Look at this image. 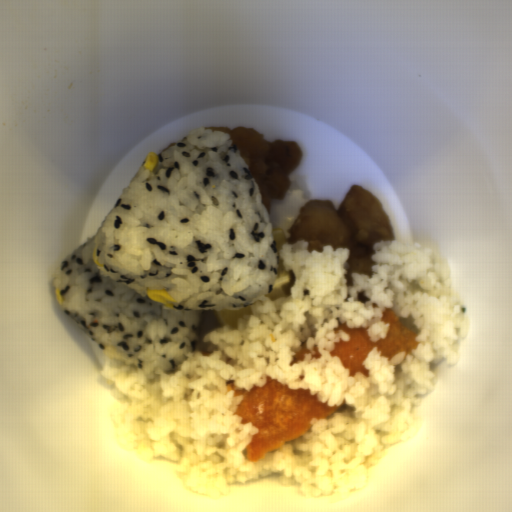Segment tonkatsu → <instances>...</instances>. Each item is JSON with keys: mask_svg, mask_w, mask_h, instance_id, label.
Here are the masks:
<instances>
[{"mask_svg": "<svg viewBox=\"0 0 512 512\" xmlns=\"http://www.w3.org/2000/svg\"><path fill=\"white\" fill-rule=\"evenodd\" d=\"M307 353H312V350H308L306 347L297 351L296 354L294 355L293 357V362L289 365H292L294 363H298V361H303L304 360V354H307Z\"/></svg>", "mask_w": 512, "mask_h": 512, "instance_id": "3", "label": "tonkatsu"}, {"mask_svg": "<svg viewBox=\"0 0 512 512\" xmlns=\"http://www.w3.org/2000/svg\"><path fill=\"white\" fill-rule=\"evenodd\" d=\"M381 320L389 323V328L385 338H381L377 342L370 340L367 331L369 327L349 328L345 322L334 328L335 334L339 330H344L349 334V341H344L341 338L339 342H334L335 349L329 352L331 357H339L345 369H350L349 376L354 377L356 372H362L369 378L370 370L366 369L363 363L376 347L378 352L381 351L380 356L388 357L389 362L397 354L403 351L409 354L421 344L416 341V336L419 333L402 323L401 318L392 308L386 307Z\"/></svg>", "mask_w": 512, "mask_h": 512, "instance_id": "2", "label": "tonkatsu"}, {"mask_svg": "<svg viewBox=\"0 0 512 512\" xmlns=\"http://www.w3.org/2000/svg\"><path fill=\"white\" fill-rule=\"evenodd\" d=\"M225 388L228 393L234 391L233 397L242 396L233 413L242 418L240 425L252 422L258 429L245 447L244 456L251 463L309 432L314 418L326 419L346 404L344 399L337 406H328L317 400V394L310 395V388H289L269 376L265 386L253 384L250 391L236 389L235 379L226 381Z\"/></svg>", "mask_w": 512, "mask_h": 512, "instance_id": "1", "label": "tonkatsu"}]
</instances>
